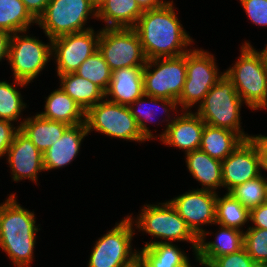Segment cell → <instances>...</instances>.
Masks as SVG:
<instances>
[{
  "label": "cell",
  "instance_id": "1",
  "mask_svg": "<svg viewBox=\"0 0 267 267\" xmlns=\"http://www.w3.org/2000/svg\"><path fill=\"white\" fill-rule=\"evenodd\" d=\"M173 1L143 11L134 27L147 60L154 58L178 57L191 49L193 42L174 11Z\"/></svg>",
  "mask_w": 267,
  "mask_h": 267
},
{
  "label": "cell",
  "instance_id": "2",
  "mask_svg": "<svg viewBox=\"0 0 267 267\" xmlns=\"http://www.w3.org/2000/svg\"><path fill=\"white\" fill-rule=\"evenodd\" d=\"M10 194L0 204V248L8 255L16 267H29L34 258L36 226L34 211L24 209Z\"/></svg>",
  "mask_w": 267,
  "mask_h": 267
},
{
  "label": "cell",
  "instance_id": "3",
  "mask_svg": "<svg viewBox=\"0 0 267 267\" xmlns=\"http://www.w3.org/2000/svg\"><path fill=\"white\" fill-rule=\"evenodd\" d=\"M244 43L238 61L225 71V75L233 82L245 105L252 110L267 109V68L251 43Z\"/></svg>",
  "mask_w": 267,
  "mask_h": 267
},
{
  "label": "cell",
  "instance_id": "4",
  "mask_svg": "<svg viewBox=\"0 0 267 267\" xmlns=\"http://www.w3.org/2000/svg\"><path fill=\"white\" fill-rule=\"evenodd\" d=\"M129 217L131 220H136L134 225L140 229L139 232L145 231L150 236L165 240L146 242L144 247L155 243L187 241L190 244L192 243L191 248L196 254L199 238L191 231L185 220L169 201L158 205H144L139 216L137 215V219H133L131 215Z\"/></svg>",
  "mask_w": 267,
  "mask_h": 267
},
{
  "label": "cell",
  "instance_id": "5",
  "mask_svg": "<svg viewBox=\"0 0 267 267\" xmlns=\"http://www.w3.org/2000/svg\"><path fill=\"white\" fill-rule=\"evenodd\" d=\"M243 102L233 82L224 74L198 105L196 114L207 125L226 128L238 133L244 140L250 139L251 136L245 134L240 125Z\"/></svg>",
  "mask_w": 267,
  "mask_h": 267
},
{
  "label": "cell",
  "instance_id": "6",
  "mask_svg": "<svg viewBox=\"0 0 267 267\" xmlns=\"http://www.w3.org/2000/svg\"><path fill=\"white\" fill-rule=\"evenodd\" d=\"M133 225L128 215L99 238L93 246L88 267H138L139 252L131 246L135 234Z\"/></svg>",
  "mask_w": 267,
  "mask_h": 267
},
{
  "label": "cell",
  "instance_id": "7",
  "mask_svg": "<svg viewBox=\"0 0 267 267\" xmlns=\"http://www.w3.org/2000/svg\"><path fill=\"white\" fill-rule=\"evenodd\" d=\"M97 18V7L92 0H51L36 25L43 29L45 35L52 39L65 34L83 32L89 17Z\"/></svg>",
  "mask_w": 267,
  "mask_h": 267
},
{
  "label": "cell",
  "instance_id": "8",
  "mask_svg": "<svg viewBox=\"0 0 267 267\" xmlns=\"http://www.w3.org/2000/svg\"><path fill=\"white\" fill-rule=\"evenodd\" d=\"M214 55L203 49H191L186 53L187 74L178 106L190 111L193 105L203 102L209 90L224 76L219 74Z\"/></svg>",
  "mask_w": 267,
  "mask_h": 267
},
{
  "label": "cell",
  "instance_id": "9",
  "mask_svg": "<svg viewBox=\"0 0 267 267\" xmlns=\"http://www.w3.org/2000/svg\"><path fill=\"white\" fill-rule=\"evenodd\" d=\"M87 131H98L112 138L144 142L147 141L132 116L129 106L103 99L85 113Z\"/></svg>",
  "mask_w": 267,
  "mask_h": 267
},
{
  "label": "cell",
  "instance_id": "10",
  "mask_svg": "<svg viewBox=\"0 0 267 267\" xmlns=\"http://www.w3.org/2000/svg\"><path fill=\"white\" fill-rule=\"evenodd\" d=\"M186 74V53L178 57L147 60L143 70L144 94L177 101L183 91Z\"/></svg>",
  "mask_w": 267,
  "mask_h": 267
},
{
  "label": "cell",
  "instance_id": "11",
  "mask_svg": "<svg viewBox=\"0 0 267 267\" xmlns=\"http://www.w3.org/2000/svg\"><path fill=\"white\" fill-rule=\"evenodd\" d=\"M98 51L113 71L126 67H144L147 58L134 28H101Z\"/></svg>",
  "mask_w": 267,
  "mask_h": 267
},
{
  "label": "cell",
  "instance_id": "12",
  "mask_svg": "<svg viewBox=\"0 0 267 267\" xmlns=\"http://www.w3.org/2000/svg\"><path fill=\"white\" fill-rule=\"evenodd\" d=\"M25 32L11 35L8 62L11 64L14 80L25 83L33 82L52 57L51 42L44 44L38 38L30 37ZM22 33V35H20ZM26 35H24V34ZM19 34V35H18Z\"/></svg>",
  "mask_w": 267,
  "mask_h": 267
},
{
  "label": "cell",
  "instance_id": "13",
  "mask_svg": "<svg viewBox=\"0 0 267 267\" xmlns=\"http://www.w3.org/2000/svg\"><path fill=\"white\" fill-rule=\"evenodd\" d=\"M100 31L92 29L65 34L52 39V57L57 64V75L75 73L78 67L98 51Z\"/></svg>",
  "mask_w": 267,
  "mask_h": 267
},
{
  "label": "cell",
  "instance_id": "14",
  "mask_svg": "<svg viewBox=\"0 0 267 267\" xmlns=\"http://www.w3.org/2000/svg\"><path fill=\"white\" fill-rule=\"evenodd\" d=\"M217 193L193 189L169 200L178 214L185 220L187 226L198 238H205V224H214L216 220Z\"/></svg>",
  "mask_w": 267,
  "mask_h": 267
},
{
  "label": "cell",
  "instance_id": "15",
  "mask_svg": "<svg viewBox=\"0 0 267 267\" xmlns=\"http://www.w3.org/2000/svg\"><path fill=\"white\" fill-rule=\"evenodd\" d=\"M261 158L253 140H243L240 145L222 161L223 187L229 192L237 185L261 175Z\"/></svg>",
  "mask_w": 267,
  "mask_h": 267
},
{
  "label": "cell",
  "instance_id": "16",
  "mask_svg": "<svg viewBox=\"0 0 267 267\" xmlns=\"http://www.w3.org/2000/svg\"><path fill=\"white\" fill-rule=\"evenodd\" d=\"M6 159L15 182L30 179V181L37 184L38 173L45 171L43 153L36 148L21 130L16 133L7 151Z\"/></svg>",
  "mask_w": 267,
  "mask_h": 267
},
{
  "label": "cell",
  "instance_id": "17",
  "mask_svg": "<svg viewBox=\"0 0 267 267\" xmlns=\"http://www.w3.org/2000/svg\"><path fill=\"white\" fill-rule=\"evenodd\" d=\"M175 116L160 141L165 145L184 149L185 153L198 150L205 122L192 111H182L180 116Z\"/></svg>",
  "mask_w": 267,
  "mask_h": 267
},
{
  "label": "cell",
  "instance_id": "18",
  "mask_svg": "<svg viewBox=\"0 0 267 267\" xmlns=\"http://www.w3.org/2000/svg\"><path fill=\"white\" fill-rule=\"evenodd\" d=\"M144 67H126L112 71L105 98L113 103L130 106L144 94ZM111 96V98H108Z\"/></svg>",
  "mask_w": 267,
  "mask_h": 267
},
{
  "label": "cell",
  "instance_id": "19",
  "mask_svg": "<svg viewBox=\"0 0 267 267\" xmlns=\"http://www.w3.org/2000/svg\"><path fill=\"white\" fill-rule=\"evenodd\" d=\"M88 134L86 123L69 126L61 138L43 153L44 170H55L70 164Z\"/></svg>",
  "mask_w": 267,
  "mask_h": 267
},
{
  "label": "cell",
  "instance_id": "20",
  "mask_svg": "<svg viewBox=\"0 0 267 267\" xmlns=\"http://www.w3.org/2000/svg\"><path fill=\"white\" fill-rule=\"evenodd\" d=\"M215 234V241L205 242L206 238H199L195 260L200 265L207 266L214 258L228 255L243 248L244 231L219 225Z\"/></svg>",
  "mask_w": 267,
  "mask_h": 267
},
{
  "label": "cell",
  "instance_id": "21",
  "mask_svg": "<svg viewBox=\"0 0 267 267\" xmlns=\"http://www.w3.org/2000/svg\"><path fill=\"white\" fill-rule=\"evenodd\" d=\"M185 155L190 174L204 186L200 189L216 193L217 188L223 187L221 160L210 157L200 149Z\"/></svg>",
  "mask_w": 267,
  "mask_h": 267
},
{
  "label": "cell",
  "instance_id": "22",
  "mask_svg": "<svg viewBox=\"0 0 267 267\" xmlns=\"http://www.w3.org/2000/svg\"><path fill=\"white\" fill-rule=\"evenodd\" d=\"M18 126L42 153L56 143L69 127L63 122L44 119L39 114L21 120Z\"/></svg>",
  "mask_w": 267,
  "mask_h": 267
},
{
  "label": "cell",
  "instance_id": "23",
  "mask_svg": "<svg viewBox=\"0 0 267 267\" xmlns=\"http://www.w3.org/2000/svg\"><path fill=\"white\" fill-rule=\"evenodd\" d=\"M143 11L135 0H105L97 7V18L105 28H134Z\"/></svg>",
  "mask_w": 267,
  "mask_h": 267
},
{
  "label": "cell",
  "instance_id": "24",
  "mask_svg": "<svg viewBox=\"0 0 267 267\" xmlns=\"http://www.w3.org/2000/svg\"><path fill=\"white\" fill-rule=\"evenodd\" d=\"M45 111L38 114L44 119L59 121L69 126L85 123V111L60 87L45 101Z\"/></svg>",
  "mask_w": 267,
  "mask_h": 267
},
{
  "label": "cell",
  "instance_id": "25",
  "mask_svg": "<svg viewBox=\"0 0 267 267\" xmlns=\"http://www.w3.org/2000/svg\"><path fill=\"white\" fill-rule=\"evenodd\" d=\"M138 252V267H192L184 251L173 243L151 244Z\"/></svg>",
  "mask_w": 267,
  "mask_h": 267
},
{
  "label": "cell",
  "instance_id": "26",
  "mask_svg": "<svg viewBox=\"0 0 267 267\" xmlns=\"http://www.w3.org/2000/svg\"><path fill=\"white\" fill-rule=\"evenodd\" d=\"M148 99V100H145ZM150 100V101H149ZM151 104V106H150ZM156 106L157 104H159L158 106L162 105L163 107V112L164 114L166 113V116L168 115V119H165L166 121H168V124L165 126L166 129H164L163 133L161 135H159L158 137H160L159 139H161L166 131H167V126L173 121V119L175 117L172 116V120H171V116L170 113H168L169 111H174L175 109L177 110V106H178V102L176 100H172V99H164V98H157V97H152V96H148L143 94L141 97H139L138 99H136L130 106V111L132 116L135 118L137 125L140 129V132L142 133L143 137L148 141L149 139H156L155 136H153V132L149 129V127H147V124L145 122V120H147V122H152L153 118L155 117V112L153 110H155L154 107H152L153 105ZM149 105V106H148ZM134 106H137L134 107ZM154 108V109H153ZM153 109V110H152ZM155 113V114H154ZM154 114V115H153ZM170 119V121H169Z\"/></svg>",
  "mask_w": 267,
  "mask_h": 267
},
{
  "label": "cell",
  "instance_id": "27",
  "mask_svg": "<svg viewBox=\"0 0 267 267\" xmlns=\"http://www.w3.org/2000/svg\"><path fill=\"white\" fill-rule=\"evenodd\" d=\"M243 140L232 130L205 124L199 149L210 157L223 161Z\"/></svg>",
  "mask_w": 267,
  "mask_h": 267
},
{
  "label": "cell",
  "instance_id": "28",
  "mask_svg": "<svg viewBox=\"0 0 267 267\" xmlns=\"http://www.w3.org/2000/svg\"><path fill=\"white\" fill-rule=\"evenodd\" d=\"M60 88L85 112L105 98V93L93 82L75 73L58 75Z\"/></svg>",
  "mask_w": 267,
  "mask_h": 267
},
{
  "label": "cell",
  "instance_id": "29",
  "mask_svg": "<svg viewBox=\"0 0 267 267\" xmlns=\"http://www.w3.org/2000/svg\"><path fill=\"white\" fill-rule=\"evenodd\" d=\"M250 221V210L245 208L229 192L216 198L215 224L243 231L241 228Z\"/></svg>",
  "mask_w": 267,
  "mask_h": 267
},
{
  "label": "cell",
  "instance_id": "30",
  "mask_svg": "<svg viewBox=\"0 0 267 267\" xmlns=\"http://www.w3.org/2000/svg\"><path fill=\"white\" fill-rule=\"evenodd\" d=\"M37 21L25 8L22 0H0V29L15 34L30 29Z\"/></svg>",
  "mask_w": 267,
  "mask_h": 267
},
{
  "label": "cell",
  "instance_id": "31",
  "mask_svg": "<svg viewBox=\"0 0 267 267\" xmlns=\"http://www.w3.org/2000/svg\"><path fill=\"white\" fill-rule=\"evenodd\" d=\"M12 85L7 81H0V119L8 120L14 123L20 117L23 109L26 108L25 102L22 100V95L15 87H24L27 83L15 80ZM20 117V118H19Z\"/></svg>",
  "mask_w": 267,
  "mask_h": 267
},
{
  "label": "cell",
  "instance_id": "32",
  "mask_svg": "<svg viewBox=\"0 0 267 267\" xmlns=\"http://www.w3.org/2000/svg\"><path fill=\"white\" fill-rule=\"evenodd\" d=\"M267 178L262 174L232 188L229 193L245 208L251 210L267 202Z\"/></svg>",
  "mask_w": 267,
  "mask_h": 267
},
{
  "label": "cell",
  "instance_id": "33",
  "mask_svg": "<svg viewBox=\"0 0 267 267\" xmlns=\"http://www.w3.org/2000/svg\"><path fill=\"white\" fill-rule=\"evenodd\" d=\"M75 74L93 82L105 93L111 80L112 70L102 54L97 51L78 67Z\"/></svg>",
  "mask_w": 267,
  "mask_h": 267
},
{
  "label": "cell",
  "instance_id": "34",
  "mask_svg": "<svg viewBox=\"0 0 267 267\" xmlns=\"http://www.w3.org/2000/svg\"><path fill=\"white\" fill-rule=\"evenodd\" d=\"M243 247L260 267H267V229L249 227L244 232Z\"/></svg>",
  "mask_w": 267,
  "mask_h": 267
},
{
  "label": "cell",
  "instance_id": "35",
  "mask_svg": "<svg viewBox=\"0 0 267 267\" xmlns=\"http://www.w3.org/2000/svg\"><path fill=\"white\" fill-rule=\"evenodd\" d=\"M206 267H260L243 247L237 252L214 258Z\"/></svg>",
  "mask_w": 267,
  "mask_h": 267
},
{
  "label": "cell",
  "instance_id": "36",
  "mask_svg": "<svg viewBox=\"0 0 267 267\" xmlns=\"http://www.w3.org/2000/svg\"><path fill=\"white\" fill-rule=\"evenodd\" d=\"M240 3L253 24L267 27V0H240Z\"/></svg>",
  "mask_w": 267,
  "mask_h": 267
},
{
  "label": "cell",
  "instance_id": "37",
  "mask_svg": "<svg viewBox=\"0 0 267 267\" xmlns=\"http://www.w3.org/2000/svg\"><path fill=\"white\" fill-rule=\"evenodd\" d=\"M16 127H14L13 122L0 119V158L7 155L16 133L20 130L19 126Z\"/></svg>",
  "mask_w": 267,
  "mask_h": 267
},
{
  "label": "cell",
  "instance_id": "38",
  "mask_svg": "<svg viewBox=\"0 0 267 267\" xmlns=\"http://www.w3.org/2000/svg\"><path fill=\"white\" fill-rule=\"evenodd\" d=\"M250 221L254 224L250 227L267 229V202L250 210Z\"/></svg>",
  "mask_w": 267,
  "mask_h": 267
},
{
  "label": "cell",
  "instance_id": "39",
  "mask_svg": "<svg viewBox=\"0 0 267 267\" xmlns=\"http://www.w3.org/2000/svg\"><path fill=\"white\" fill-rule=\"evenodd\" d=\"M30 15L37 21L45 12L51 0H22Z\"/></svg>",
  "mask_w": 267,
  "mask_h": 267
},
{
  "label": "cell",
  "instance_id": "40",
  "mask_svg": "<svg viewBox=\"0 0 267 267\" xmlns=\"http://www.w3.org/2000/svg\"><path fill=\"white\" fill-rule=\"evenodd\" d=\"M256 144L261 158L262 170L267 171V136L265 135H254L250 137Z\"/></svg>",
  "mask_w": 267,
  "mask_h": 267
},
{
  "label": "cell",
  "instance_id": "41",
  "mask_svg": "<svg viewBox=\"0 0 267 267\" xmlns=\"http://www.w3.org/2000/svg\"><path fill=\"white\" fill-rule=\"evenodd\" d=\"M11 35L9 32L0 29V61L4 58L8 60Z\"/></svg>",
  "mask_w": 267,
  "mask_h": 267
},
{
  "label": "cell",
  "instance_id": "42",
  "mask_svg": "<svg viewBox=\"0 0 267 267\" xmlns=\"http://www.w3.org/2000/svg\"><path fill=\"white\" fill-rule=\"evenodd\" d=\"M142 11L151 10L161 6L163 0H135Z\"/></svg>",
  "mask_w": 267,
  "mask_h": 267
},
{
  "label": "cell",
  "instance_id": "43",
  "mask_svg": "<svg viewBox=\"0 0 267 267\" xmlns=\"http://www.w3.org/2000/svg\"><path fill=\"white\" fill-rule=\"evenodd\" d=\"M258 53L261 55L265 67L267 68V44L266 47L262 51H259Z\"/></svg>",
  "mask_w": 267,
  "mask_h": 267
},
{
  "label": "cell",
  "instance_id": "44",
  "mask_svg": "<svg viewBox=\"0 0 267 267\" xmlns=\"http://www.w3.org/2000/svg\"><path fill=\"white\" fill-rule=\"evenodd\" d=\"M103 1L105 0H92V2L94 3L96 7H98Z\"/></svg>",
  "mask_w": 267,
  "mask_h": 267
}]
</instances>
